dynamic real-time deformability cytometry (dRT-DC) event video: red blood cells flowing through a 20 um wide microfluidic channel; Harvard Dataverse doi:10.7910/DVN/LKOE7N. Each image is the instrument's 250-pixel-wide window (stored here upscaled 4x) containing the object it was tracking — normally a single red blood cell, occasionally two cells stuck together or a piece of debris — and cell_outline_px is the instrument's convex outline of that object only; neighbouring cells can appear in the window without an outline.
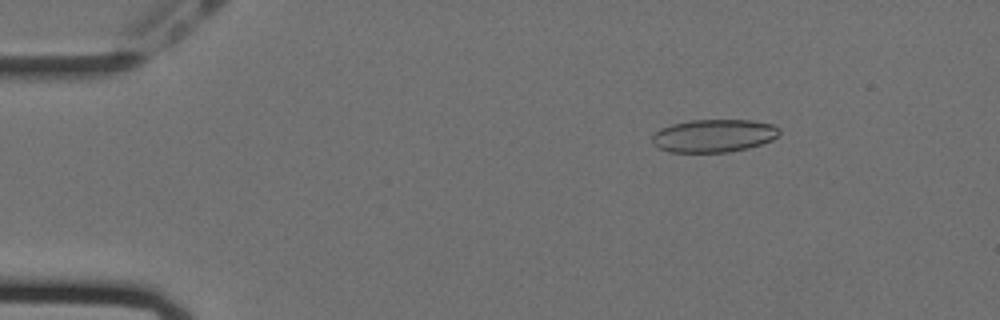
{"species": "Egyptian fruit bat (a non-hibernating species)", "species_latin": "Rousettus aegyptiacus", "temperature_condition": "cold", "stored_images_in_passage": 45, "camera_frame_rate_fps": 3000, "um_per_image_px": 0.085, "animal": {"sex": "female"}, "frame": {"image": 1, "passage_image": 8, "time_ms": 2.333, "image_size_px": [1000, 320], "cell_outline_px": [[780, 132], [772, 140], [748, 148], [728, 152], [668, 152], [652, 144], [652, 136], [660, 128], [672, 124], [692, 120], [752, 120], [772, 124], [780, 128]], "centroid_in_image_um": [60.67, 11.53], "position_along_channel_um": 24.3, "area_um2": 24.39}}
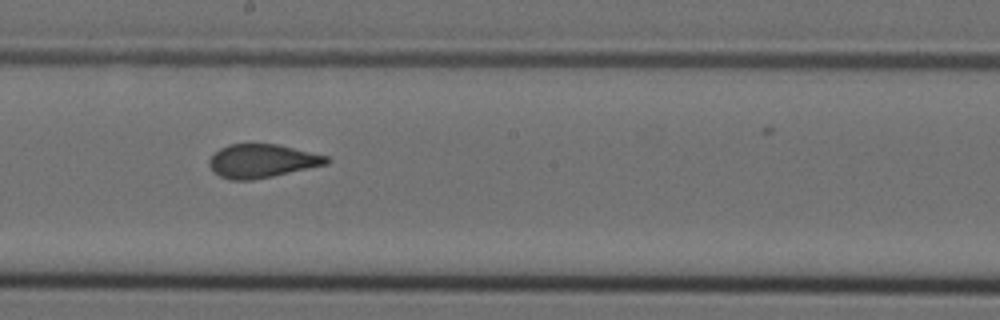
{"frame": {"image": 2, "passage_image": 31, "time_ms": 10.0, "image_size_px": [1000, 320], "cell_outline_px": [[332, 160], [328, 164], [272, 176], [252, 180], [232, 180], [220, 176], [208, 164], [208, 160], [220, 148], [228, 144], [276, 144], [328, 156]], "centroid_in_image_um": [22.29, 13.68], "position_along_channel_um": 225.9, "area_um2": 22.72}}
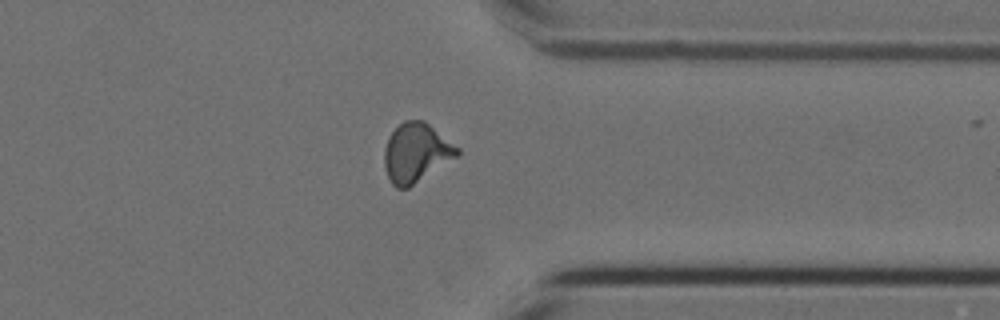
{"frame": {"image": 3, "passage_image": 44, "time_ms": 14.333, "image_size_px": [1000, 320], "cell_outline_px": [[460, 152], [456, 156], [408, 188], [396, 188], [392, 184], [388, 176], [384, 164], [384, 148], [388, 136], [404, 120], [424, 120], [460, 148]], "centroid_in_image_um": [35.35, 12.96], "position_along_channel_um": 376.1, "area_um2": 24.8}}